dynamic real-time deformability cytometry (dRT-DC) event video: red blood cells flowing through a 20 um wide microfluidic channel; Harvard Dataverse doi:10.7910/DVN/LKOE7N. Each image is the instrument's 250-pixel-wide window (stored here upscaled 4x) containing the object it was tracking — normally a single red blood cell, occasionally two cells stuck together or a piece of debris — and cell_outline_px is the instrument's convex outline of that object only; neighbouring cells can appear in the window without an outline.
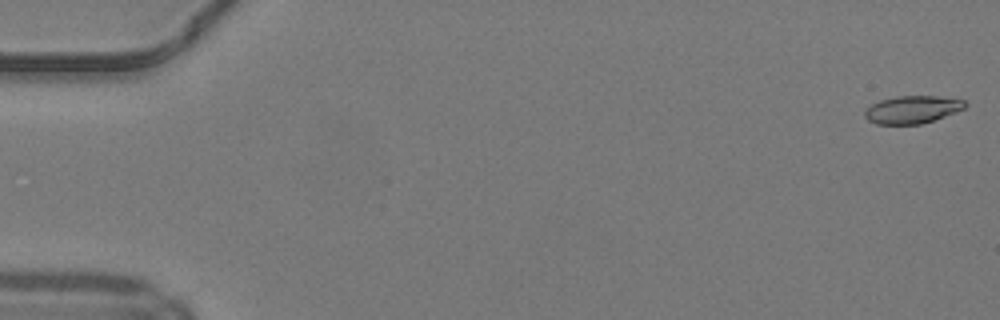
{"species": "common noctule bat (a hibernating species)", "species_latin": "Nyctalus noctula", "temperature_condition": "warm", "stored_images_in_passage": 49, "camera_frame_rate_fps": 3000, "um_per_image_px": 0.085, "animal": {"sex": "male", "body_mass_g": 19.2, "forearm_length_mm": 51.8}, "frame": {"image": 1, "passage_image": 1, "time_ms": 0.0, "image_size_px": [1000, 320], "cell_outline_px": [[968, 104], [964, 108], [956, 112], [920, 124], [876, 124], [868, 120], [864, 116], [864, 112], [872, 104], [880, 100], [896, 96], [936, 96], [964, 100]], "centroid_in_image_um": [77.54, 9.31], "position_along_channel_um": 7.5, "area_um2": 16.01}}
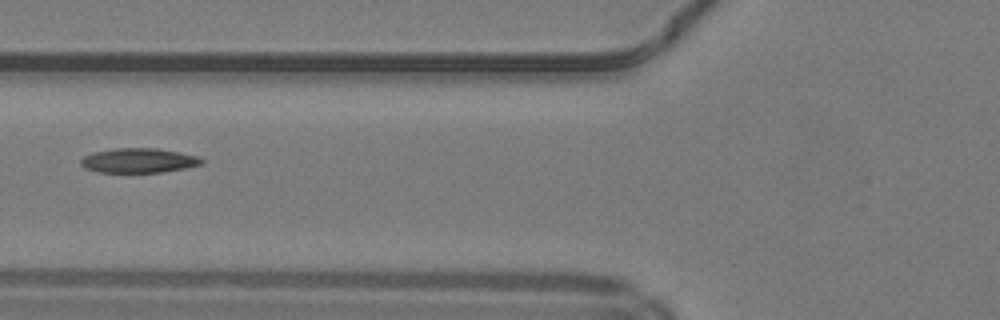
{"frame": {"image": 2, "passage_image": 20, "time_ms": 6.333, "image_size_px": [1000, 320], "cell_outline_px": [[204, 164], [184, 168], [160, 172], [96, 172], [84, 168], [80, 164], [80, 160], [84, 156], [92, 152], [116, 148], [156, 148], [180, 152], [196, 156], [204, 160]], "centroid_in_image_um": [11.76, 13.64], "position_along_channel_um": 114.0, "area_um2": 17.34}}
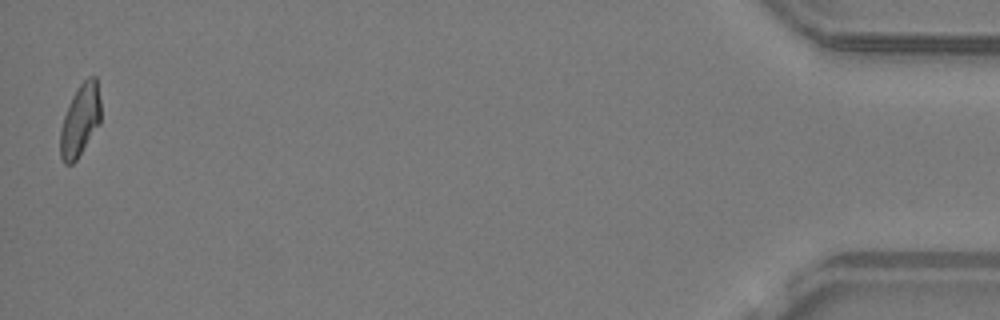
{"frame": {"image": 3, "passage_image": 49, "time_ms": 16.0, "image_size_px": [1000, 320], "cell_outline_px": [[100, 124], [76, 160], [72, 164], [64, 164], [60, 156], [60, 128], [68, 104], [72, 96], [80, 84], [88, 76], [96, 76], [100, 100]], "centroid_in_image_um": [6.8, 10.22], "position_along_channel_um": 428.4, "area_um2": 17.05}, "authors_computed_cell_mechanics": {"area_um2": 17.34, "velocity_mm_per_s": 4.2233, "shape_relaxation_time_tau1_ms": null, "shape_relaxation_time_tau2_ms": 6.1693, "deformation_change_tau1": null, "deformation_change_tau2": 0.1331}}